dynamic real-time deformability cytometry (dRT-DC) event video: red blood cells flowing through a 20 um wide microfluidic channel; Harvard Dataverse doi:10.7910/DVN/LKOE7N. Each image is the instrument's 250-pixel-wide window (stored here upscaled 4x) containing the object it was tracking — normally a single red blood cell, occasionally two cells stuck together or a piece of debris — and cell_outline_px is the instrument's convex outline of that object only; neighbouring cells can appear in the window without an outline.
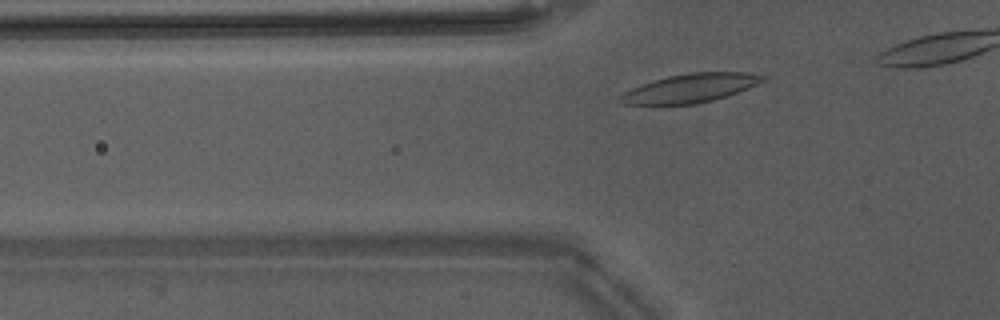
{"species": "Egyptian fruit bat (a non-hibernating species)", "species_latin": "Rousettus aegyptiacus", "temperature_condition": "warm", "stored_images_in_passage": 9, "camera_frame_rate_fps": 3000, "um_per_image_px": 0.085, "animal": {"sex": "male"}, "frame": {"image": 1, "passage_image": 3, "time_ms": 0.667, "image_size_px": [1000, 320], "cell_outline_px": [[768, 76], [764, 80], [748, 88], [712, 100], [696, 104], [624, 104], [616, 100], [624, 92], [632, 88], [668, 76], [692, 72], [744, 72]], "centroid_in_image_um": [58.67, 7.49], "position_along_channel_um": 67.1, "area_um2": 23.41}}